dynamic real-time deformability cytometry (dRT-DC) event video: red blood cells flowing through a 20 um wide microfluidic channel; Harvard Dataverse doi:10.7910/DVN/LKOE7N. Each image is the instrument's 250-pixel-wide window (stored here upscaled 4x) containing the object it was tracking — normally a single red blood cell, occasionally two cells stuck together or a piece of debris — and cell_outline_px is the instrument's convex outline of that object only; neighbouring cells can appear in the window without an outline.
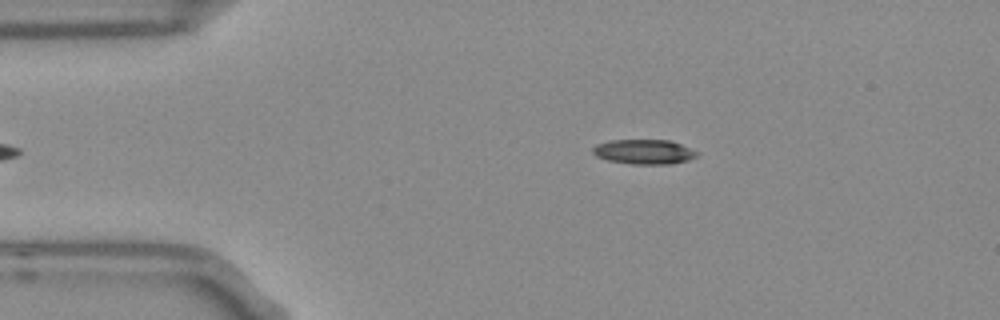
{"species": "Egyptian fruit bat (a non-hibernating species)", "species_latin": "Rousettus aegyptiacus", "temperature_condition": "room temperature", "stored_images_in_passage": 40, "camera_frame_rate_fps": 3000, "um_per_image_px": 0.085, "frame": {"image": 1, "passage_image": 3, "time_ms": 0.667, "image_size_px": [1000, 320], "cell_outline_px": [[700, 156], [688, 160], [672, 164], [632, 164], [608, 160], [596, 156], [592, 152], [592, 148], [596, 144], [608, 140], [668, 140], [680, 144], [700, 152]], "centroid_in_image_um": [54.76, 12.9], "position_along_channel_um": 30.2, "area_um2": 15.14}}
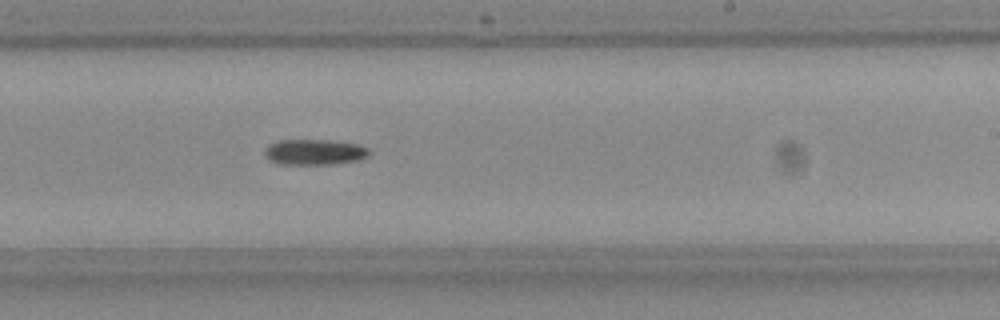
{"frame": {"image": 2, "passage_image": 25, "time_ms": 8.0, "image_size_px": [1000, 320], "cell_outline_px": [[368, 156], [356, 160], [328, 164], [280, 164], [268, 160], [264, 152], [264, 148], [268, 144], [276, 140], [328, 140], [356, 144], [368, 148]], "centroid_in_image_um": [26.64, 12.92], "position_along_channel_um": 262.4, "area_um2": 15.49}}
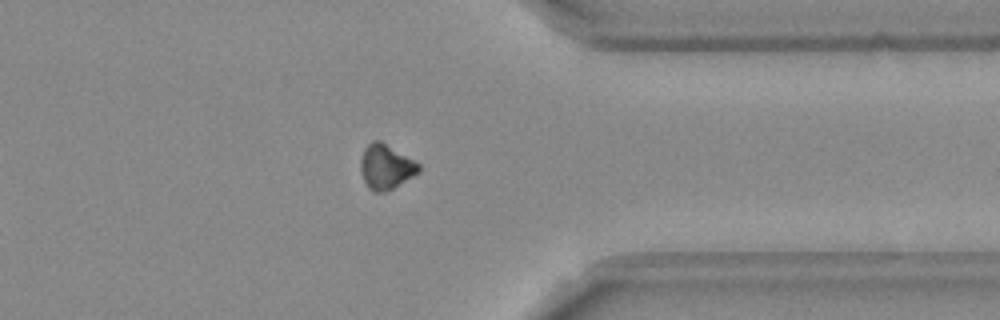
{"frame": {"image": 3, "passage_image": 35, "time_ms": 11.333, "image_size_px": [1000, 320], "cell_outline_px": [[420, 172], [392, 188], [384, 192], [376, 192], [368, 188], [364, 180], [360, 168], [360, 160], [364, 148], [372, 140], [380, 140], [420, 164]], "centroid_in_image_um": [32.78, 14.16], "position_along_channel_um": 378.6, "area_um2": 15.03}}